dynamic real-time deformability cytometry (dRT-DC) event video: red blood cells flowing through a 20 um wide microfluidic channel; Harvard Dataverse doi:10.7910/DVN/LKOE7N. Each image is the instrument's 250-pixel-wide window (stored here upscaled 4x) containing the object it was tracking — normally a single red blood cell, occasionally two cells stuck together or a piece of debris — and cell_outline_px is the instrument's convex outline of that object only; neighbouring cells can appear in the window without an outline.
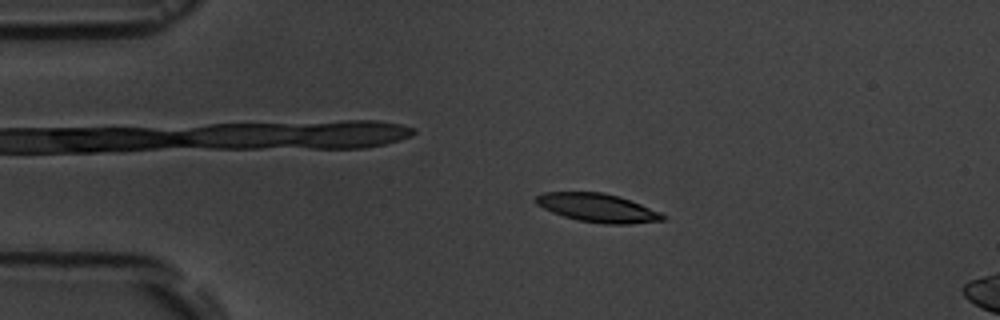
{"species": "common noctule bat (a hibernating species)", "species_latin": "Nyctalus noctula", "temperature_condition": "room temperature", "stored_images_in_passage": 4, "camera_frame_rate_fps": 3000, "um_per_image_px": 0.085, "animal": {"sex": "male", "body_mass_g": 19.5, "forearm_length_mm": 54.6}, "frame": {"image": 1, "passage_image": 2, "time_ms": 1.333, "image_size_px": [1000, 320], "cell_outline_px": [[668, 220], [628, 224], [604, 224], [576, 220], [552, 212], [536, 204], [536, 196], [544, 192], [604, 192], [620, 196], [660, 212], [668, 216]], "centroid_in_image_um": [50.84, 17.67], "position_along_channel_um": 34.2, "area_um2": 21.21}}